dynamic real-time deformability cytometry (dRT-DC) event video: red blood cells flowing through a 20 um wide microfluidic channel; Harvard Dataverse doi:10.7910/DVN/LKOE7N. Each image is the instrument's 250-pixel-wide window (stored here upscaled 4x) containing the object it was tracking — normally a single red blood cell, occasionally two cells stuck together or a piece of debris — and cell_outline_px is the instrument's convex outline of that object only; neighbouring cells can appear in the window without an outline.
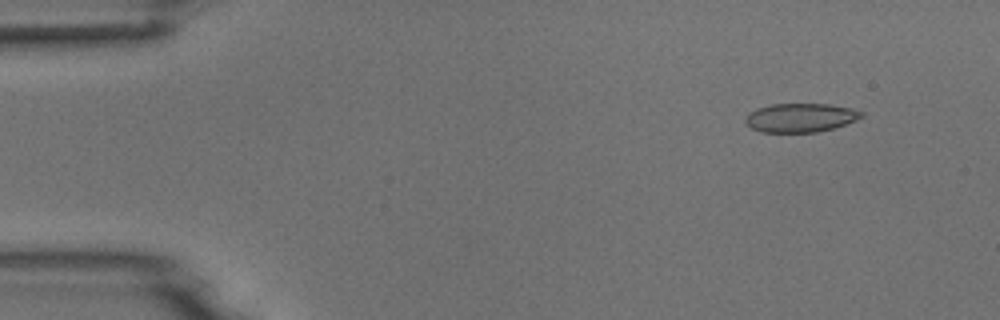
{"species": "common noctule bat (a hibernating species)", "species_latin": "Nyctalus noctula", "temperature_condition": "room temperature", "stored_images_in_passage": 5, "camera_frame_rate_fps": 3000, "um_per_image_px": 0.085, "animal": {"sex": "male", "body_mass_g": 18.8}, "frame": {"image": 1, "passage_image": 1, "time_ms": 0.0, "image_size_px": [1000, 320], "cell_outline_px": [[864, 116], [856, 120], [832, 128], [816, 132], [760, 132], [752, 128], [744, 120], [744, 116], [756, 108], [772, 104], [828, 104], [852, 108], [864, 112]], "centroid_in_image_um": [68.03, 9.99], "position_along_channel_um": 17.0, "area_um2": 19.48}}
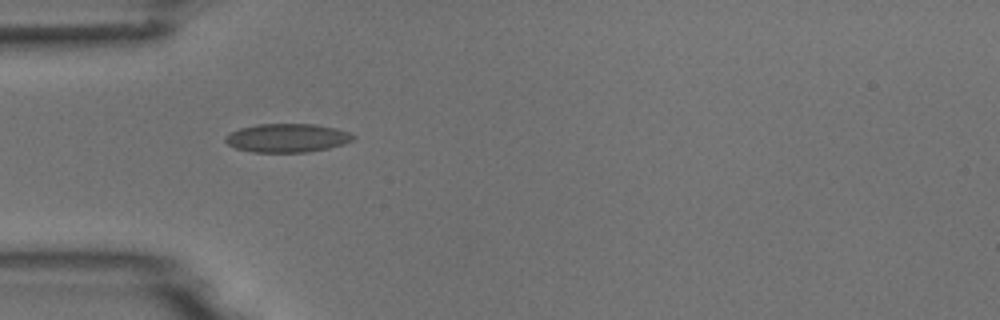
{"frame": {"image": 2, "passage_image": 4, "time_ms": 3.667, "image_size_px": [1000, 320], "cell_outline_px": [[356, 136], [352, 140], [344, 144], [328, 148], [308, 152], [252, 152], [236, 148], [228, 144], [224, 140], [224, 136], [240, 128], [256, 124], [316, 124], [336, 128], [348, 132]], "centroid_in_image_um": [24.41, 11.72], "position_along_channel_um": 60.6, "area_um2": 21.33}}